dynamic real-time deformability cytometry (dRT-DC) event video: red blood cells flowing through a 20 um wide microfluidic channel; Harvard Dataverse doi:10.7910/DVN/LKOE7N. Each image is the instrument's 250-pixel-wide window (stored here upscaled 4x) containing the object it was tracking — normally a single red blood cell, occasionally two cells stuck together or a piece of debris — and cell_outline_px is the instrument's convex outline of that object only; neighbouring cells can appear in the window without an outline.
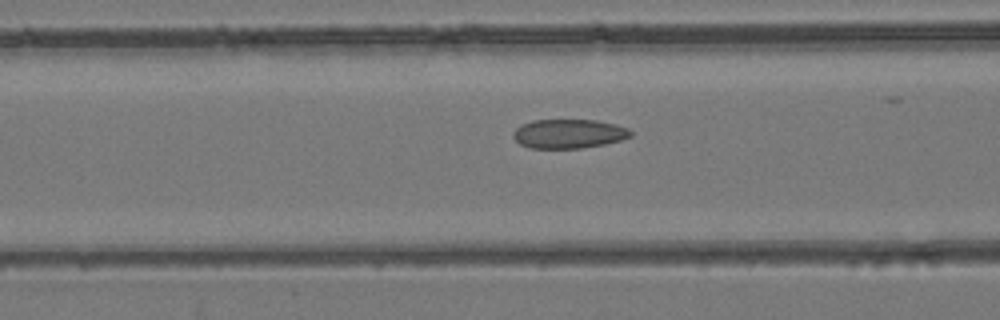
{"species": "common noctule bat (a hibernating species)", "species_latin": "Nyctalus noctula", "temperature_condition": "room temperature", "stored_images_in_passage": 49, "camera_frame_rate_fps": 3000, "um_per_image_px": 0.085, "animal": {"sex": "female", "body_mass_g": 24.6, "forearm_length_mm": 56.2}, "frame": {"image": 1, "passage_image": 20, "time_ms": 6.333, "image_size_px": [1000, 320], "cell_outline_px": [[632, 136], [620, 140], [604, 144], [580, 148], [528, 148], [520, 144], [512, 136], [512, 132], [520, 124], [532, 120], [596, 120], [616, 124], [628, 128], [632, 132]], "centroid_in_image_um": [48.32, 11.36], "position_along_channel_um": 118.3, "area_um2": 20.06}}
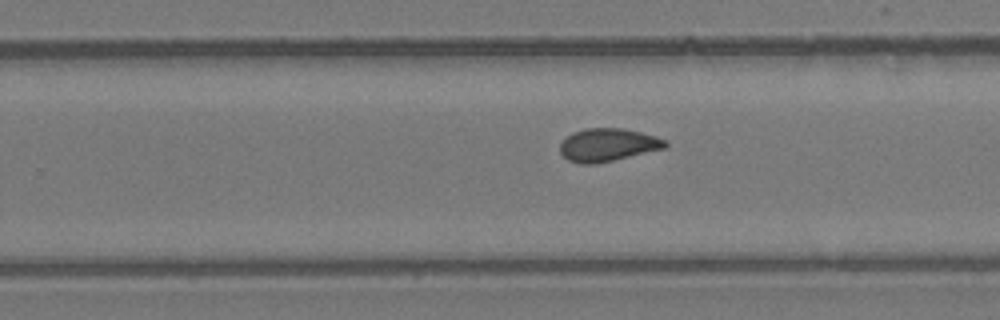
{"frame": {"image": 2, "passage_image": 31, "time_ms": 10.0, "image_size_px": [1000, 320], "cell_outline_px": [[668, 144], [664, 148], [596, 164], [580, 164], [568, 160], [560, 152], [560, 144], [572, 132], [584, 128], [624, 128], [640, 132], [668, 140]], "centroid_in_image_um": [51.65, 12.31], "position_along_channel_um": 278.2, "area_um2": 20.11}}
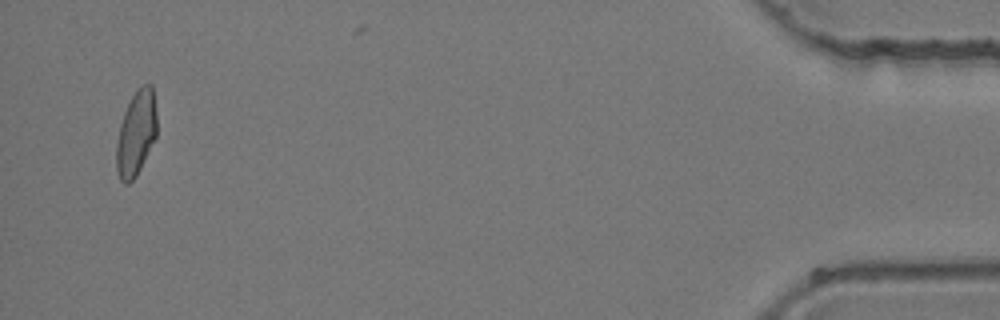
{"frame": {"image": 3, "passage_image": 47, "time_ms": 15.333, "image_size_px": [1000, 320], "cell_outline_px": [[156, 136], [136, 176], [128, 184], [124, 184], [120, 180], [116, 168], [116, 144], [120, 124], [124, 112], [136, 88], [144, 84], [152, 84], [156, 112]], "centroid_in_image_um": [11.56, 11.32], "position_along_channel_um": 423.6, "area_um2": 19.94}}